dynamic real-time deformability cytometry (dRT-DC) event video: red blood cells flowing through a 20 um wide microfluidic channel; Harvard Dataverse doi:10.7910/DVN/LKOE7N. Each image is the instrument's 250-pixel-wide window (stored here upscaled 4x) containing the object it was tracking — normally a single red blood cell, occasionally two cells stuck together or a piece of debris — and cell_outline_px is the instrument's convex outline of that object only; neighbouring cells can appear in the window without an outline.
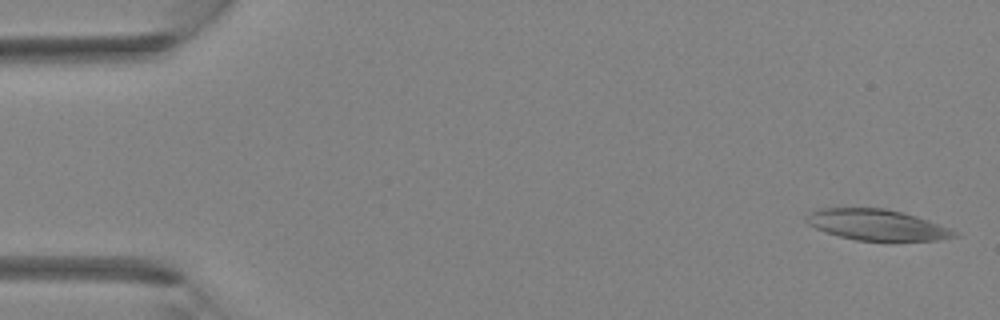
{"species": "Egyptian fruit bat (a non-hibernating species)", "species_latin": "Rousettus aegyptiacus", "temperature_condition": "room temperature", "stored_images_in_passage": 40, "camera_frame_rate_fps": 3000, "um_per_image_px": 0.085, "animal": {"sex": "female"}, "frame": {"image": 1, "passage_image": 1, "time_ms": 0.0, "image_size_px": [1000, 320], "cell_outline_px": [[960, 236], [936, 240], [856, 240], [824, 232], [808, 224], [804, 220], [812, 212], [820, 208], [888, 208], [916, 216], [928, 220], [948, 228], [956, 232]], "centroid_in_image_um": [74.52, 19.1], "position_along_channel_um": 10.5, "area_um2": 26.3}}
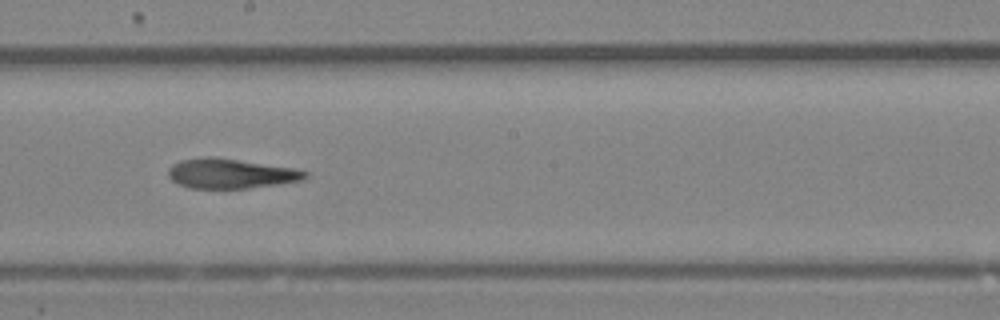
{"frame": {"image": 2, "passage_image": 22, "time_ms": 7.0, "image_size_px": [1000, 320], "cell_outline_px": [[308, 176], [304, 180], [248, 188], [188, 188], [172, 180], [168, 176], [168, 168], [172, 164], [180, 160], [208, 156], [212, 156], [296, 168], [308, 172]], "centroid_in_image_um": [19.61, 14.74], "position_along_channel_um": 228.6, "area_um2": 23.81}}
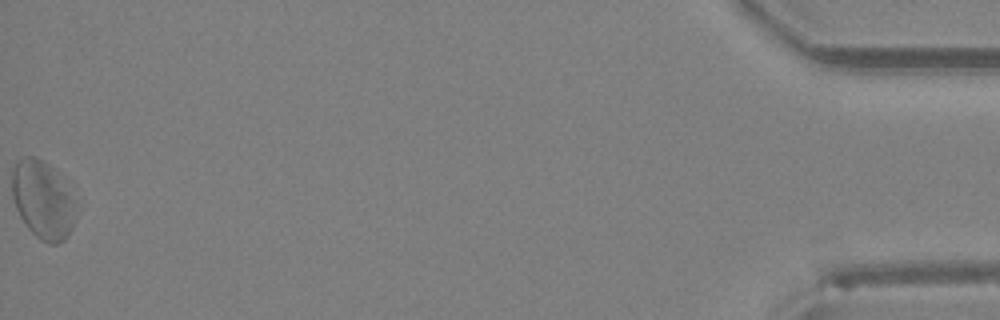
{"frame": {"image": 3, "passage_image": 40, "time_ms": 13.0, "image_size_px": [1000, 320], "cell_outline_px": [[72, 228], [68, 236], [64, 240], [56, 244], [48, 244], [40, 240], [28, 228], [20, 216], [16, 208], [12, 196], [12, 168], [16, 160], [24, 156], [36, 156], [48, 164], [72, 200]], "centroid_in_image_um": [3.53, 17.0], "position_along_channel_um": 431.7, "area_um2": 27.92}}